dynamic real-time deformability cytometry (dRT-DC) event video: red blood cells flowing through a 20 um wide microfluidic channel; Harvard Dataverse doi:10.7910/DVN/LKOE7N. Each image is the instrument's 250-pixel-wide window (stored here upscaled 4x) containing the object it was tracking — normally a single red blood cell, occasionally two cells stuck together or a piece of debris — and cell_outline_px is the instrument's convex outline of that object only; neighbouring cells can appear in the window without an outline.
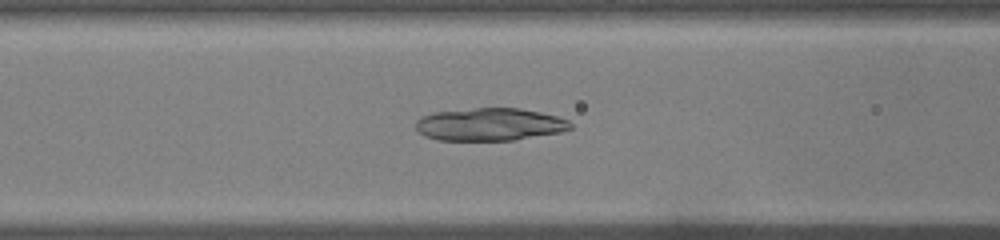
{"species": "common noctule bat (a hibernating species)", "species_latin": "Nyctalus noctula", "temperature_condition": "warm", "stored_images_in_passage": 34, "camera_frame_rate_fps": 3000, "um_per_image_px": 0.085, "animal": {"sex": "male", "body_mass_g": 19.0, "forearm_length_mm": 50.8}, "frame": {"image": 1, "passage_image": 5, "time_ms": 1.333, "image_size_px": [1000, 240], "cell_outline_px": [[572, 128], [560, 132], [512, 140], [440, 140], [424, 136], [416, 128], [416, 120], [420, 116], [432, 112], [476, 108], [520, 108], [540, 112], [556, 116], [568, 120], [572, 124]], "centroid_in_image_um": [41.6, 10.57], "position_along_channel_um": 125.0, "area_um2": 29.42}}
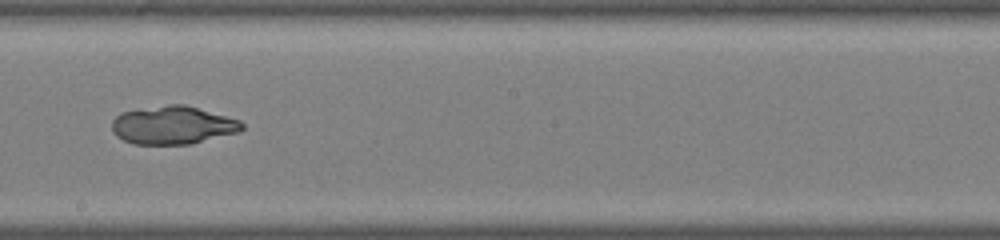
{"frame": {"image": 2, "passage_image": 13, "time_ms": 4.0, "image_size_px": [1000, 240], "cell_outline_px": [[244, 128], [240, 132], [192, 144], [132, 144], [116, 136], [112, 132], [112, 120], [120, 112], [168, 104], [184, 104], [240, 120], [244, 124]], "centroid_in_image_um": [14.69, 10.64], "position_along_channel_um": 233.5, "area_um2": 29.07}}
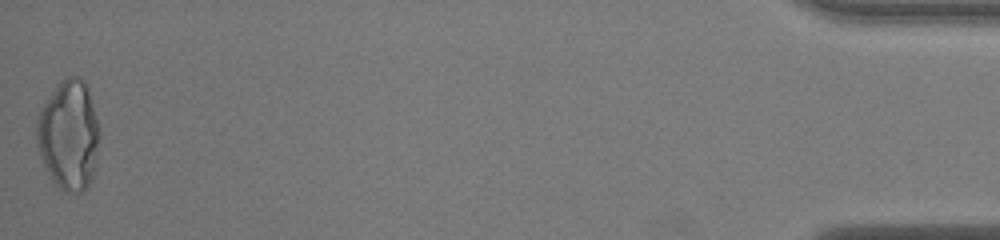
{"frame": {"image": 3, "passage_image": 34, "time_ms": 11.0, "image_size_px": [1000, 240], "cell_outline_px": [[100, 132], [92, 176], [88, 184], [80, 192], [64, 192], [52, 180], [44, 164], [36, 144], [36, 120], [44, 104], [56, 84], [64, 76], [80, 76], [84, 80], [88, 88], [100, 128]], "centroid_in_image_um": [5.84, 11.43], "position_along_channel_um": 429.4, "area_um2": 40.06}, "authors_computed_cell_mechanics": {"area_um2": 29.5069, "velocity_mm_per_s": 4.0853, "shape_relaxation_time_tau1_ms": null, "shape_relaxation_time_tau2_ms": 1.419, "deformation_change_tau1": null, "deformation_change_tau2": 0.0393}}